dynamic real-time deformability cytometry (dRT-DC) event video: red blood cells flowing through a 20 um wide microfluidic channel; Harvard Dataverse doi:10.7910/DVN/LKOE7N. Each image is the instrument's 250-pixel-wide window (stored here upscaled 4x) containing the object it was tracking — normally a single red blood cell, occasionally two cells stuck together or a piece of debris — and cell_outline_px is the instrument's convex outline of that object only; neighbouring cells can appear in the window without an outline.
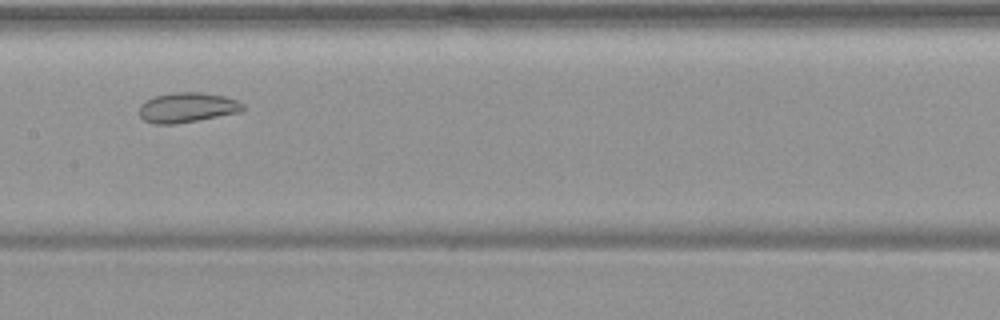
{"species": "common noctule bat (a hibernating species)", "species_latin": "Nyctalus noctula", "temperature_condition": "warm", "stored_images_in_passage": 46, "camera_frame_rate_fps": 3000, "um_per_image_px": 0.085, "animal": {"sex": "female", "body_mass_g": 19.9}, "frame": {"image": 1, "passage_image": 20, "time_ms": 6.333, "image_size_px": [1000, 320], "cell_outline_px": [[244, 108], [240, 112], [196, 120], [172, 124], [152, 124], [144, 120], [140, 116], [140, 104], [144, 100], [156, 96], [176, 92], [200, 92], [228, 96], [244, 104]], "centroid_in_image_um": [15.91, 9.13], "position_along_channel_um": 191.5, "area_um2": 18.03}}
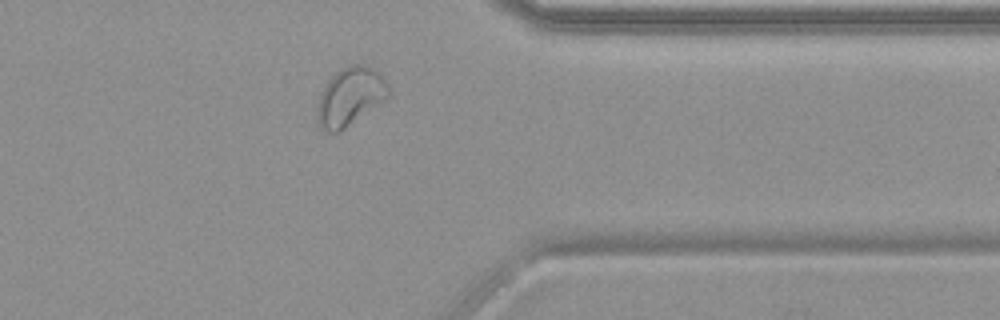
{"frame": {"image": 2, "passage_image": 36, "time_ms": 11.667, "image_size_px": [1000, 320], "cell_outline_px": [[388, 96], [384, 100], [340, 132], [328, 132], [320, 128], [316, 120], [316, 104], [320, 92], [328, 80], [340, 68], [352, 64], [360, 64], [376, 68], [380, 72], [388, 84]], "centroid_in_image_um": [29.72, 8.21], "position_along_channel_um": 381.7, "area_um2": 24.45}}
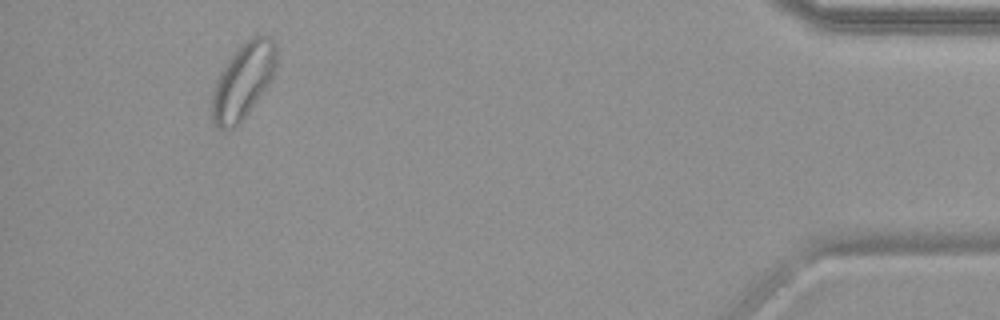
{"frame": {"image": 3, "passage_image": 43, "time_ms": 14.0, "image_size_px": [1000, 320], "cell_outline_px": [[276, 68], [272, 80], [240, 124], [236, 128], [216, 128], [212, 124], [212, 92], [216, 80], [220, 72], [236, 48], [244, 40], [252, 36], [272, 36], [276, 44]], "centroid_in_image_um": [20.67, 6.87], "position_along_channel_um": 414.5, "area_um2": 28.78}, "authors_computed_cell_mechanics": {"area_um2": 23.2067, "velocity_mm_per_s": 3.7, "shape_relaxation_time_tau1_ms": null, "shape_relaxation_time_tau2_ms": 1.7138, "deformation_change_tau1": null, "deformation_change_tau2": 0.0729}}